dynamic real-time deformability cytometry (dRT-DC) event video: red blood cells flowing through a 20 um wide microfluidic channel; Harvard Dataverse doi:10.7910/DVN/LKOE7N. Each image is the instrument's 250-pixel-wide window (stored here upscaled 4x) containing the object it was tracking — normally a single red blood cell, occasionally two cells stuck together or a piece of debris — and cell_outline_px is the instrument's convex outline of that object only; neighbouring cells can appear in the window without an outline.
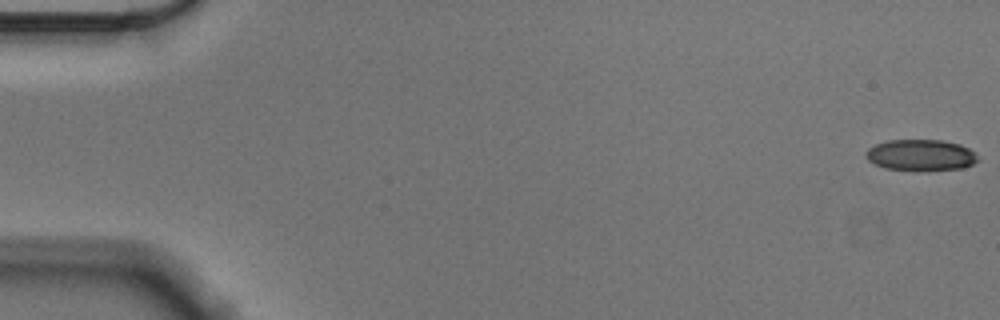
{"species": "Egyptian fruit bat (a non-hibernating species)", "species_latin": "Rousettus aegyptiacus", "temperature_condition": "cold", "stored_images_in_passage": 57, "camera_frame_rate_fps": 3000, "um_per_image_px": 0.085, "animal": {"sex": "male"}, "frame": {"image": 1, "passage_image": 1, "time_ms": 0.0, "image_size_px": [1000, 320], "cell_outline_px": [[976, 160], [972, 164], [964, 168], [884, 168], [868, 160], [868, 148], [876, 144], [888, 140], [940, 140], [960, 144], [968, 148], [976, 156]], "centroid_in_image_um": [78.26, 13.14], "position_along_channel_um": 6.7, "area_um2": 19.25}}
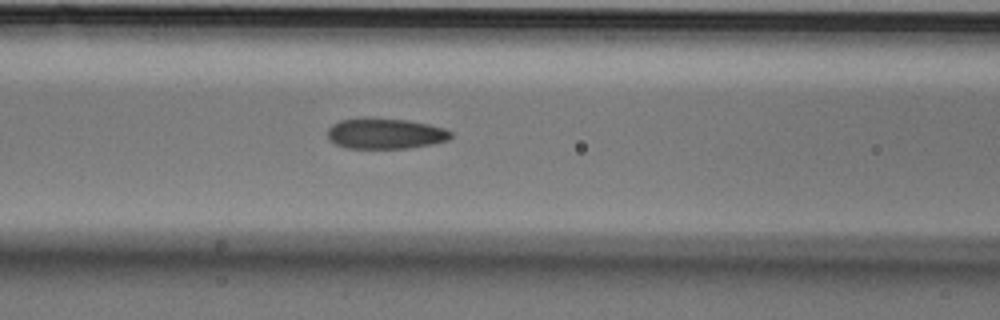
{"frame": {"image": 2, "passage_image": 24, "time_ms": 7.667, "image_size_px": [1000, 320], "cell_outline_px": [[452, 136], [448, 140], [432, 144], [408, 148], [344, 148], [328, 140], [328, 128], [332, 124], [340, 120], [364, 116], [408, 120], [428, 124], [444, 128], [452, 132]], "centroid_in_image_um": [32.71, 11.33], "position_along_channel_um": 133.9, "area_um2": 22.43}}
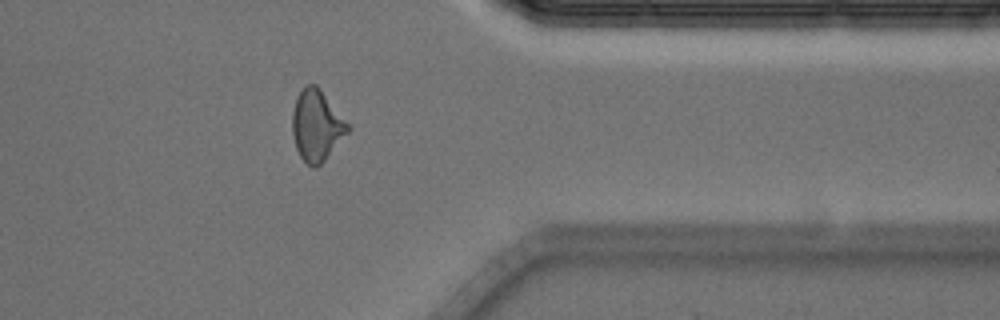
{"frame": {"image": 3, "passage_image": 46, "time_ms": 15.0, "image_size_px": [1000, 320], "cell_outline_px": [[352, 128], [324, 160], [316, 168], [312, 168], [300, 156], [296, 148], [292, 132], [292, 112], [296, 100], [304, 84], [316, 84], [320, 88]], "centroid_in_image_um": [26.91, 10.66], "position_along_channel_um": 384.5, "area_um2": 22.83}, "authors_computed_cell_mechanics": {"area_um2": 22.1374, "velocity_mm_per_s": 3.5666, "shape_relaxation_time_tau1_ms": 7.7743, "shape_relaxation_time_tau2_ms": 1.6022, "deformation_change_tau1": 0.1844, "deformation_change_tau2": 0.0771}}